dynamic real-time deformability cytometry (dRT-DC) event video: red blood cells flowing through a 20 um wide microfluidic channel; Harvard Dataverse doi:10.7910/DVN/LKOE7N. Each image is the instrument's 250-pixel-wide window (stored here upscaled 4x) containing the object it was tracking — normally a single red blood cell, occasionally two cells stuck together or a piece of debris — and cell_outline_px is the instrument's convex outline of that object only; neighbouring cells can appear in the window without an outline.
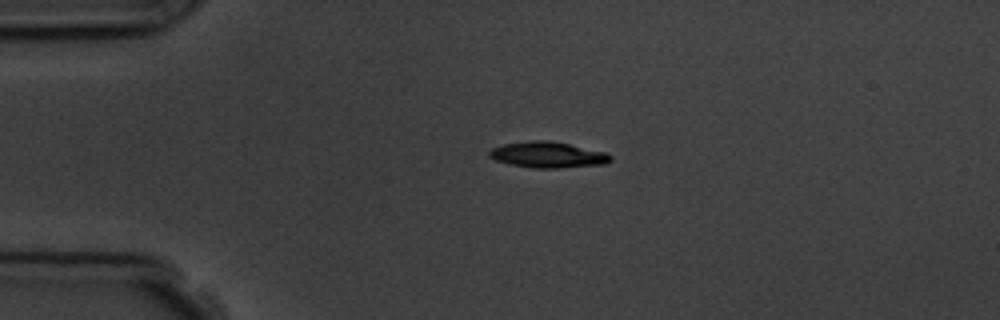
{"species": "common noctule bat (a hibernating species)", "species_latin": "Nyctalus noctula", "temperature_condition": "room temperature", "stored_images_in_passage": 3, "camera_frame_rate_fps": 3000, "um_per_image_px": 0.085, "animal": {"sex": "male", "body_mass_g": 19.5, "forearm_length_mm": 54.6}, "frame": {"image": 1, "passage_image": 2, "time_ms": 1.333, "image_size_px": [1000, 320], "cell_outline_px": [[612, 160], [604, 164], [560, 168], [532, 168], [512, 164], [496, 160], [488, 156], [488, 152], [492, 148], [504, 144], [532, 140], [548, 140], [608, 152], [612, 156]], "centroid_in_image_um": [46.59, 13.15], "position_along_channel_um": 38.4, "area_um2": 18.32}}